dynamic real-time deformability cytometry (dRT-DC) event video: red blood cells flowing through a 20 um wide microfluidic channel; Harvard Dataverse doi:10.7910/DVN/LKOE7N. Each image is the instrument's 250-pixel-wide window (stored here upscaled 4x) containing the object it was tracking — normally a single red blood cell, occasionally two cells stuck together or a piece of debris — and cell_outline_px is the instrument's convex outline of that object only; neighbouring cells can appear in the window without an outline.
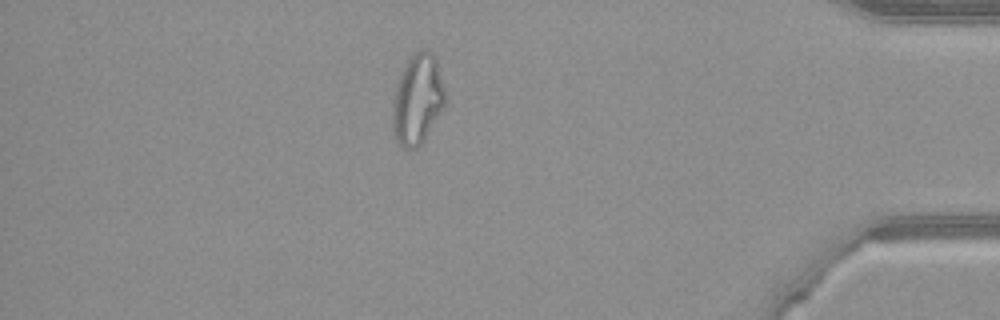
{"species": "common noctule bat (a hibernating species)", "species_latin": "Nyctalus noctula", "temperature_condition": "warm", "stored_images_in_passage": 46, "camera_frame_rate_fps": 3000, "um_per_image_px": 0.085, "animal": {"sex": "female", "body_mass_g": 21.9}, "frame": {"image": 1, "passage_image": 40, "time_ms": 13.0, "image_size_px": [1000, 320], "cell_outline_px": [[444, 104], [440, 112], [424, 140], [416, 148], [400, 148], [396, 140], [392, 124], [392, 104], [396, 84], [408, 60], [420, 48], [424, 48], [432, 52], [436, 56], [444, 88]], "centroid_in_image_um": [35.47, 8.44], "position_along_channel_um": 399.7, "area_um2": 27.46}}